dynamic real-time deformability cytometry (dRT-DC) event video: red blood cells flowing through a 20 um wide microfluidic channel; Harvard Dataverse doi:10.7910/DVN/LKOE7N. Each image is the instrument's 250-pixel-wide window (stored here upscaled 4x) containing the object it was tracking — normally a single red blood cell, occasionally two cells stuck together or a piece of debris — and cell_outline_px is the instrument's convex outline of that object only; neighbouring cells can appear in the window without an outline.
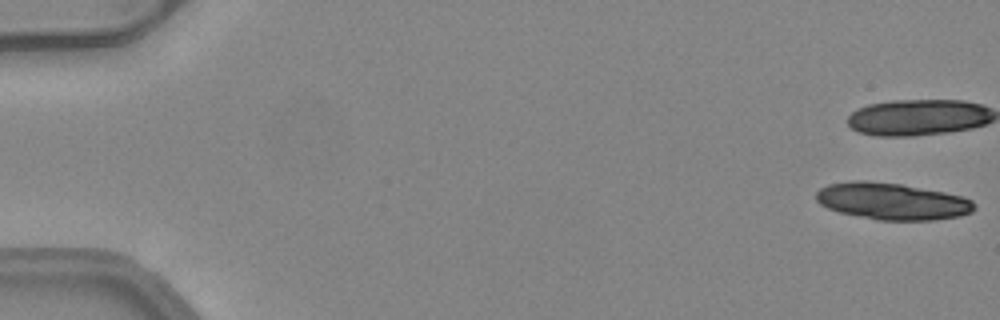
{"species": "common noctule bat (a hibernating species)", "species_latin": "Nyctalus noctula", "temperature_condition": "warm", "stored_images_in_passage": 11, "camera_frame_rate_fps": 3000, "um_per_image_px": 0.085, "animal": {"sex": "female", "body_mass_g": 24.6, "forearm_length_mm": 56.2}, "frame": {"image": 1, "passage_image": 1, "time_ms": 0.0, "image_size_px": [1000, 320], "cell_outline_px": [[976, 208], [972, 212], [960, 216], [932, 220], [876, 220], [840, 212], [828, 208], [820, 204], [816, 200], [816, 192], [820, 188], [828, 184], [856, 180], [868, 180], [900, 184], [944, 192], [964, 196], [972, 200], [976, 204]], "centroid_in_image_um": [75.84, 17.1], "position_along_channel_um": 9.2, "area_um2": 34.04}}